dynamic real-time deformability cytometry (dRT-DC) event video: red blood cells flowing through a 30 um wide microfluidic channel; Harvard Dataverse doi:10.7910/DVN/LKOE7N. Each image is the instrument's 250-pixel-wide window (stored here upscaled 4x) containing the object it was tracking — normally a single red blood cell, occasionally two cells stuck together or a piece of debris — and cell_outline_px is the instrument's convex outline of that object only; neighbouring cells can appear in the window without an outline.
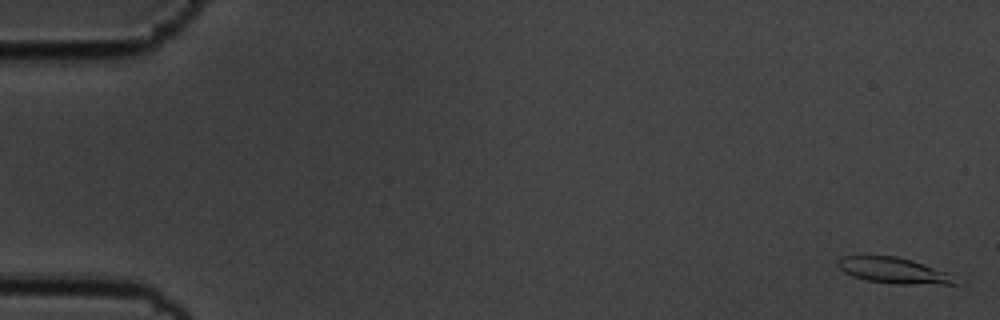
{"species": "common noctule bat (a hibernating species)", "species_latin": "Nyctalus noctula", "temperature_condition": "cold", "stored_images_in_passage": 58, "camera_frame_rate_fps": 3000, "um_per_image_px": 0.085, "animal": {"sex": "male", "body_mass_g": 19.5, "forearm_length_mm": 54.6}, "frame": {"image": 1, "passage_image": 2, "time_ms": 0.333, "image_size_px": [1000, 320], "cell_outline_px": [[956, 284], [896, 284], [868, 280], [852, 276], [844, 272], [836, 264], [836, 260], [844, 256], [896, 256], [912, 260], [948, 272]], "centroid_in_image_um": [75.91, 22.98], "position_along_channel_um": 9.1, "area_um2": 17.46}}
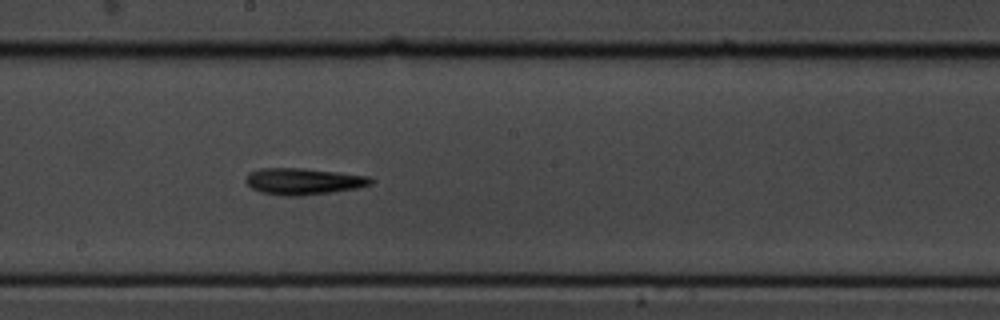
{"frame": {"image": 2, "passage_image": 32, "time_ms": 10.333, "image_size_px": [1000, 320], "cell_outline_px": [[372, 184], [356, 188], [332, 192], [300, 196], [284, 196], [260, 192], [252, 188], [244, 180], [248, 172], [260, 168], [304, 168], [368, 176], [372, 180]], "centroid_in_image_um": [25.73, 15.41], "position_along_channel_um": 222.5, "area_um2": 19.31}}
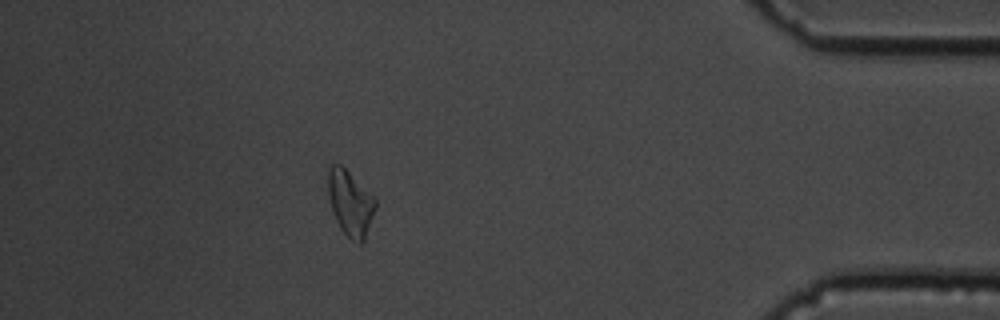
{"frame": {"image": 3, "passage_image": 51, "time_ms": 16.667, "image_size_px": [1000, 320], "cell_outline_px": [[376, 208], [364, 240], [360, 244], [356, 244], [340, 228], [332, 212], [328, 196], [328, 164], [340, 164], [376, 200]], "centroid_in_image_um": [29.75, 17.28], "position_along_channel_um": 405.5, "area_um2": 17.8}, "authors_computed_cell_mechanics": {"area_um2": 17.918, "velocity_mm_per_s": 3.5747, "shape_relaxation_time_tau1_ms": 9.4889, "shape_relaxation_time_tau2_ms": 4.7719, "deformation_change_tau1": 0.2629, "deformation_change_tau2": 0.1718}}